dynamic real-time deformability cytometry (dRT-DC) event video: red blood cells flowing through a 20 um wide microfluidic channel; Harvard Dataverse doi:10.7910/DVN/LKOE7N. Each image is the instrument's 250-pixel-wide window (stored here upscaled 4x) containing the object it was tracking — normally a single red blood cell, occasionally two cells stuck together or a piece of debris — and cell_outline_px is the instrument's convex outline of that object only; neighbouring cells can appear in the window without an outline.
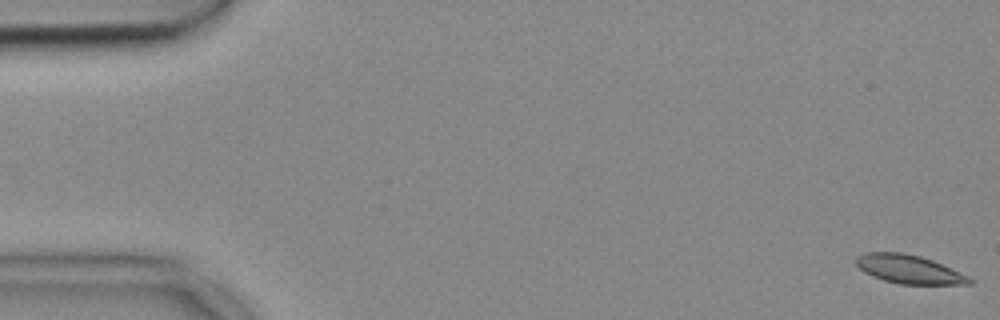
{"species": "common noctule bat (a hibernating species)", "species_latin": "Nyctalus noctula", "temperature_condition": "cold", "stored_images_in_passage": 54, "camera_frame_rate_fps": 3000, "um_per_image_px": 0.085, "animal": {"sex": "female", "body_mass_g": 18.4}, "frame": {"image": 1, "passage_image": 1, "time_ms": 0.0, "image_size_px": [1000, 320], "cell_outline_px": [[976, 280], [972, 284], [900, 284], [884, 280], [872, 276], [864, 272], [856, 264], [856, 256], [864, 252], [904, 252], [920, 256], [932, 260], [972, 276]], "centroid_in_image_um": [77.32, 22.88], "position_along_channel_um": 7.7, "area_um2": 19.19}}
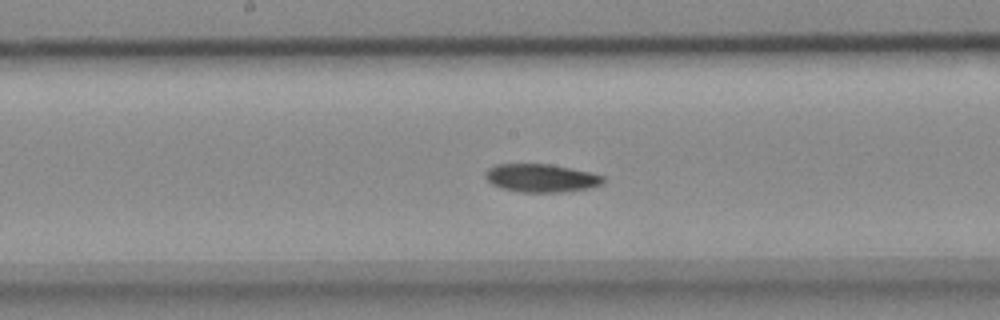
{"frame": {"image": 2, "passage_image": 28, "time_ms": 9.0, "image_size_px": [1000, 320], "cell_outline_px": [[604, 184], [592, 188], [564, 192], [520, 192], [500, 188], [492, 184], [484, 176], [484, 172], [488, 168], [496, 164], [548, 164], [572, 168], [604, 176]], "centroid_in_image_um": [46.0, 15.14], "position_along_channel_um": 202.2, "area_um2": 19.54}}
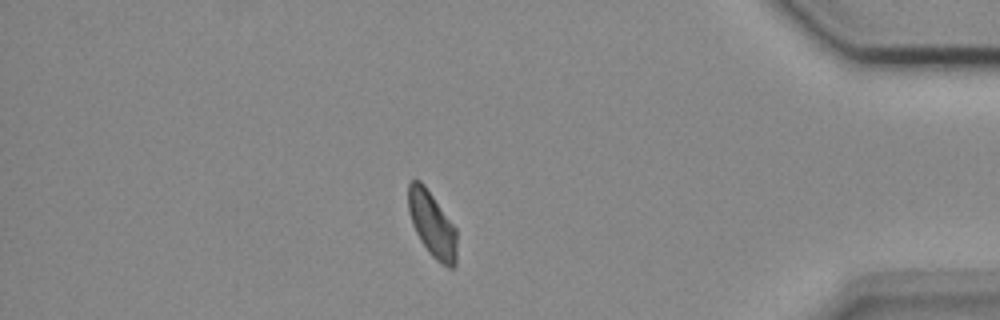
{"frame": {"image": 3, "passage_image": 47, "time_ms": 15.333, "image_size_px": [1000, 320], "cell_outline_px": [[456, 264], [452, 268], [448, 268], [436, 260], [428, 252], [420, 240], [412, 224], [408, 212], [408, 184], [412, 180], [420, 180], [424, 184], [456, 228]], "centroid_in_image_um": [36.72, 19.07], "position_along_channel_um": 398.5, "area_um2": 18.5}, "authors_computed_cell_mechanics": {"area_um2": 19.4208, "velocity_mm_per_s": 3.6897, "shape_relaxation_time_tau1_ms": 4.432, "shape_relaxation_time_tau2_ms": null, "deformation_change_tau1": 0.1118, "deformation_change_tau2": null}}